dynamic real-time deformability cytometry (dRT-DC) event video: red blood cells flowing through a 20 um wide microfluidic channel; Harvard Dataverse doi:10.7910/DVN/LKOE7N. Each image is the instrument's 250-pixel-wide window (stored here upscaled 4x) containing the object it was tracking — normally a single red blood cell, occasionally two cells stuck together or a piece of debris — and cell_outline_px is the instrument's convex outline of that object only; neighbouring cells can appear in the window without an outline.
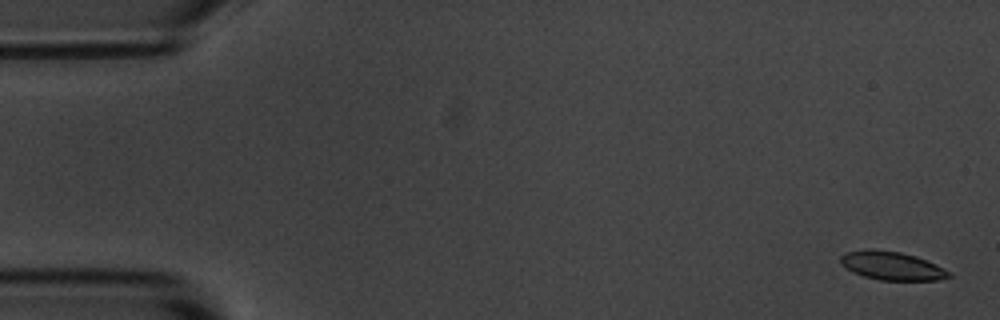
{"species": "common noctule bat (a hibernating species)", "species_latin": "Nyctalus noctula", "temperature_condition": "room temperature", "stored_images_in_passage": 4, "camera_frame_rate_fps": 3000, "um_per_image_px": 0.085, "animal": {"sex": "male", "body_mass_g": 20.1, "forearm_length_mm": 53.5}, "frame": {"image": 1, "passage_image": 1, "time_ms": 0.0, "image_size_px": [1000, 320], "cell_outline_px": [[952, 276], [936, 280], [880, 280], [864, 276], [852, 272], [840, 264], [840, 256], [844, 252], [868, 248], [872, 248], [900, 252], [916, 256], [936, 264], [952, 272]], "centroid_in_image_um": [75.78, 22.58], "position_along_channel_um": 9.2, "area_um2": 18.21}}